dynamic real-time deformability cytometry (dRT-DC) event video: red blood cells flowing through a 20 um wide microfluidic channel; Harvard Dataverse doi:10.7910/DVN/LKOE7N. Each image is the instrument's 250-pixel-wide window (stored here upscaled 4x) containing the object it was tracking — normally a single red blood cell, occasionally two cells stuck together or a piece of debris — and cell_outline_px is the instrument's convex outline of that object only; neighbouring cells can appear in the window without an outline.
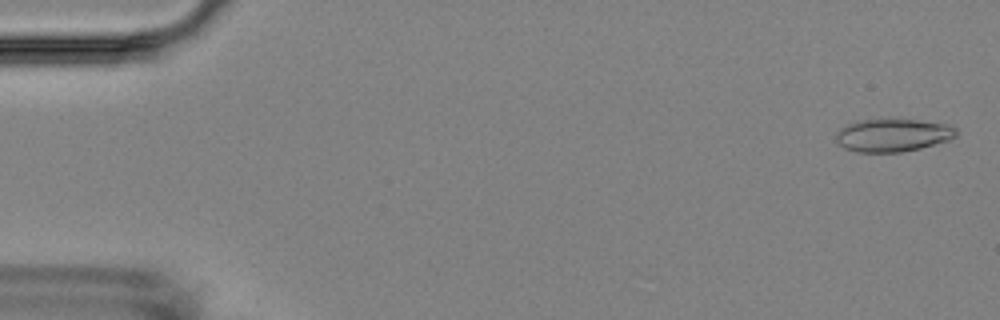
{"species": "Egyptian fruit bat (a non-hibernating species)", "species_latin": "Rousettus aegyptiacus", "temperature_condition": "room temperature", "stored_images_in_passage": 5, "camera_frame_rate_fps": 3000, "um_per_image_px": 0.085, "animal": {"sex": "female"}, "frame": {"image": 1, "passage_image": 1, "time_ms": 0.0, "image_size_px": [1000, 320], "cell_outline_px": [[956, 136], [948, 140], [920, 148], [900, 152], [856, 152], [844, 148], [836, 140], [836, 132], [840, 128], [856, 120], [916, 120], [944, 124], [956, 128]], "centroid_in_image_um": [75.84, 11.5], "position_along_channel_um": 9.2, "area_um2": 22.72}}
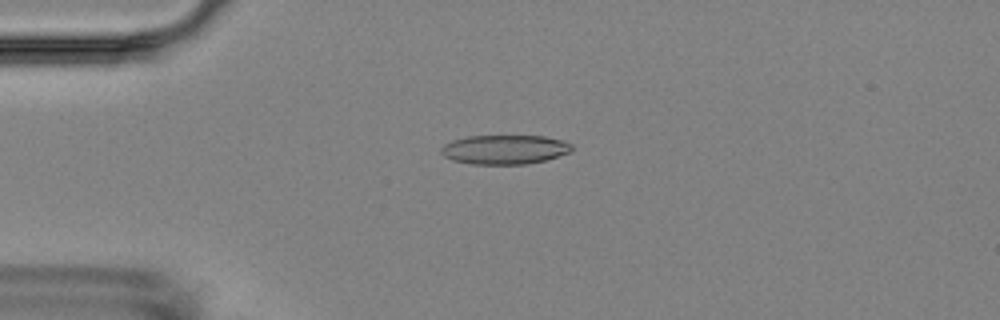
{"frame": {"image": 2, "passage_image": 4, "time_ms": 4.0, "image_size_px": [1000, 320], "cell_outline_px": [[572, 148], [568, 152], [544, 160], [528, 164], [472, 164], [452, 160], [444, 156], [440, 152], [440, 148], [444, 144], [452, 140], [468, 136], [544, 136], [564, 140], [572, 144]], "centroid_in_image_um": [42.86, 12.7], "position_along_channel_um": 42.1, "area_um2": 22.25}}